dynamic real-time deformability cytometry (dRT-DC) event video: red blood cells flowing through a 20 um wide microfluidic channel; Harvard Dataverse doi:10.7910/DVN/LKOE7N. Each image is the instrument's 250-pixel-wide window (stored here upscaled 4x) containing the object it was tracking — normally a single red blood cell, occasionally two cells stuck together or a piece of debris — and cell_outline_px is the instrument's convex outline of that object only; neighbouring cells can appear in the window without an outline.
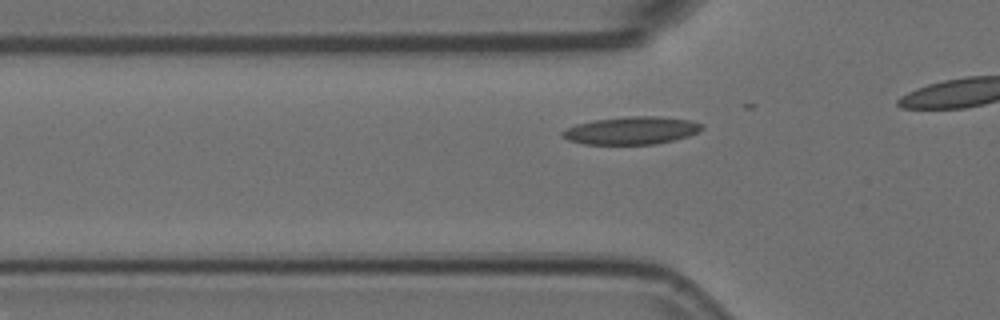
{"species": "Egyptian fruit bat (a non-hibernating species)", "species_latin": "Rousettus aegyptiacus", "temperature_condition": "room temperature", "stored_images_in_passage": 13, "camera_frame_rate_fps": 3000, "um_per_image_px": 0.085, "animal": {"sex": "female"}, "frame": {"image": 1, "passage_image": 10, "time_ms": 3.0, "image_size_px": [1000, 320], "cell_outline_px": [[704, 128], [700, 132], [688, 136], [656, 144], [584, 144], [568, 140], [560, 136], [560, 132], [576, 124], [596, 120], [628, 116], [660, 116], [692, 120], [704, 124]], "centroid_in_image_um": [53.71, 11.09], "position_along_channel_um": 72.1, "area_um2": 22.66}}